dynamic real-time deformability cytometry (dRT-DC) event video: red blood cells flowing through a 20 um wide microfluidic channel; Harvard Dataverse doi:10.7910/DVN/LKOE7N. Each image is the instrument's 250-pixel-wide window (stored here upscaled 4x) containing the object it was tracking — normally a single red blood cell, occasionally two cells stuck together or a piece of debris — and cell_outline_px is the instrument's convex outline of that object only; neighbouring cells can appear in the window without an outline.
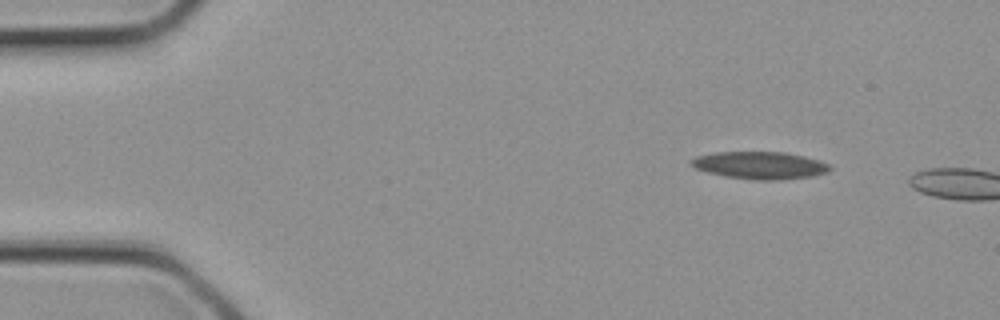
{"species": "common noctule bat (a hibernating species)", "species_latin": "Nyctalus noctula", "temperature_condition": "cold", "stored_images_in_passage": 3, "camera_frame_rate_fps": 3000, "um_per_image_px": 0.085, "animal": {"sex": "female", "body_mass_g": 21.9}, "frame": {"image": 1, "passage_image": 1, "time_ms": 0.0, "image_size_px": [1000, 320], "cell_outline_px": [[832, 168], [828, 172], [812, 176], [780, 180], [752, 180], [724, 176], [708, 172], [696, 168], [692, 164], [692, 160], [696, 156], [716, 152], [784, 152], [804, 156], [820, 160], [828, 164]], "centroid_in_image_um": [64.64, 14.05], "position_along_channel_um": 20.4, "area_um2": 22.08}}
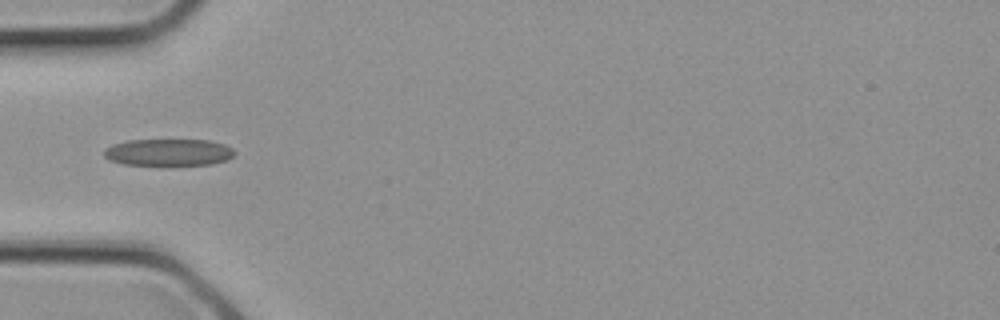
{"frame": {"image": 2, "passage_image": 3, "time_ms": 0.667, "image_size_px": [1000, 320], "cell_outline_px": [[236, 152], [228, 160], [212, 164], [124, 164], [108, 160], [104, 156], [104, 148], [112, 144], [128, 140], [208, 140], [224, 144], [232, 148]], "centroid_in_image_um": [14.31, 12.93], "position_along_channel_um": 70.7, "area_um2": 20.35}}